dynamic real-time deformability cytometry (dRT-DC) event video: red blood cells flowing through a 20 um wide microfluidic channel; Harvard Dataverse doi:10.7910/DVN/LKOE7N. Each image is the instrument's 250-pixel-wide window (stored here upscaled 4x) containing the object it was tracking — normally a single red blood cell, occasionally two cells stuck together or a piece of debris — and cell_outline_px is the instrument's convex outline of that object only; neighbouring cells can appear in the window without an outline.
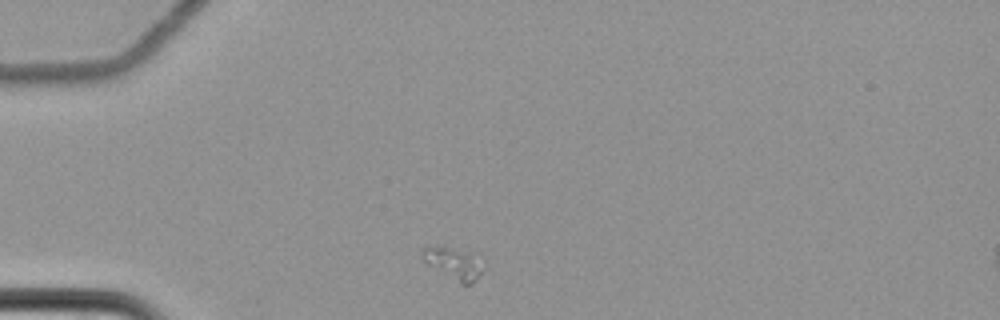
{"species": "common noctule bat (a hibernating species)", "species_latin": "Nyctalus noctula", "temperature_condition": "cold", "stored_images_in_passage": 3, "camera_frame_rate_fps": 3000, "um_per_image_px": 0.085, "animal": {"sex": "female", "body_mass_g": 22.7, "forearm_length_mm": 54.2}, "frame": {"image": 1, "passage_image": 1, "time_ms": 0.0, "image_size_px": [1000, 320], "cell_outline_px": [[484, 268], [472, 284], [460, 284], [428, 264], [420, 256], [420, 252], [424, 248], [448, 248], [476, 252]], "centroid_in_image_um": [38.62, 22.4], "position_along_channel_um": 46.4, "area_um2": 11.1}}